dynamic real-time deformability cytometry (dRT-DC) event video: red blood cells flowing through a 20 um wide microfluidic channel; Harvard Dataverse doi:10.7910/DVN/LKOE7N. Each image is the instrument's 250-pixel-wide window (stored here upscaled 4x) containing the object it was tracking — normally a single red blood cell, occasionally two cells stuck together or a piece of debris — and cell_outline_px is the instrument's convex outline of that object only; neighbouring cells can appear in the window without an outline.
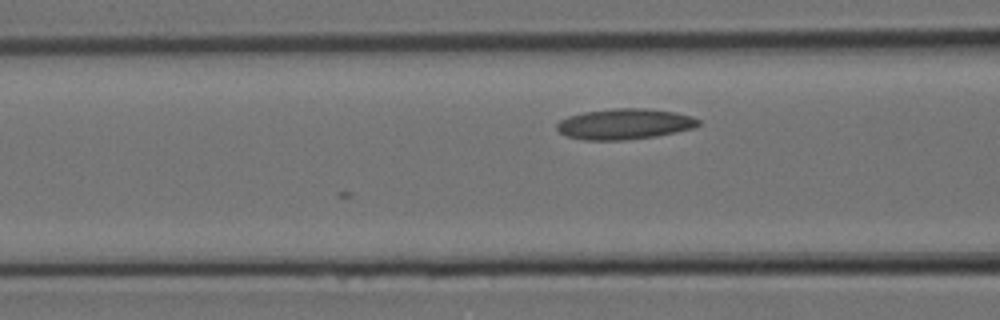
{"species": "Egyptian fruit bat (a non-hibernating species)", "species_latin": "Rousettus aegyptiacus", "temperature_condition": "room temperature", "stored_images_in_passage": 8, "segment_of_instrument_passage": [1, 2], "camera_frame_rate_fps": 3000, "um_per_image_px": 0.085, "animal": {"sex": "female"}, "frame": {"image": 1, "passage_image": 3, "time_ms": 0.667, "image_size_px": [1000, 320], "cell_outline_px": [[700, 124], [692, 128], [676, 132], [656, 136], [624, 140], [584, 140], [564, 136], [556, 128], [556, 124], [560, 120], [568, 116], [584, 112], [612, 108], [648, 108], [676, 112], [692, 116], [700, 120]], "centroid_in_image_um": [53.07, 10.54], "position_along_channel_um": 113.5, "area_um2": 25.49}}
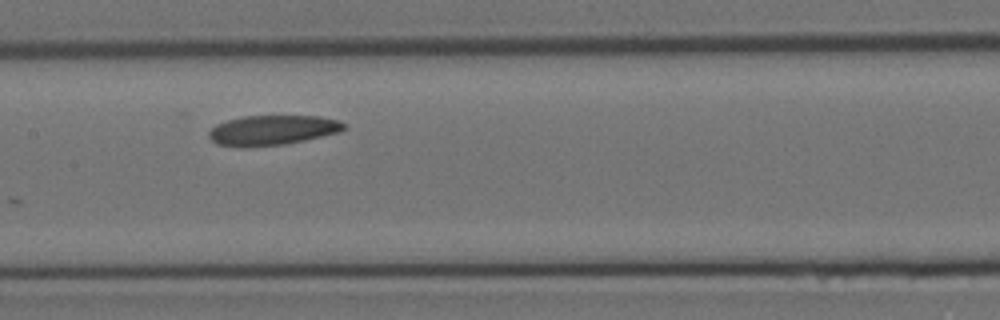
{"frame": {"image": 2, "passage_image": 5, "time_ms": 1.333, "image_size_px": [1000, 320], "cell_outline_px": [[348, 128], [340, 132], [304, 140], [284, 144], [244, 148], [240, 148], [216, 144], [208, 136], [208, 132], [216, 124], [228, 120], [244, 116], [320, 116], [336, 120], [344, 124]], "centroid_in_image_um": [23.12, 11.08], "position_along_channel_um": 184.3, "area_um2": 23.64}}
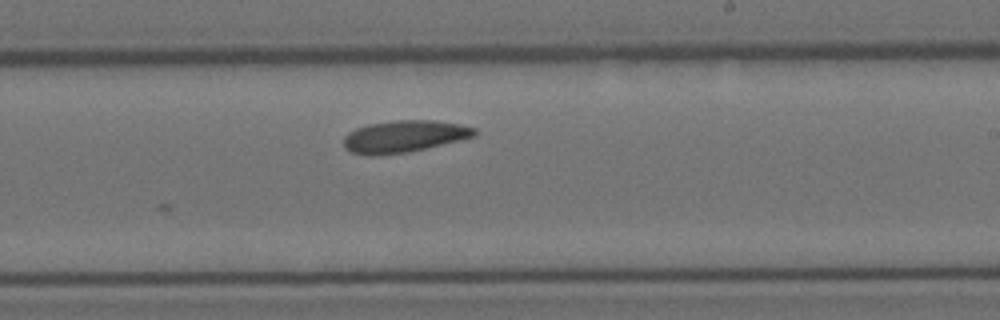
{"frame": {"image": 3, "passage_image": 7, "time_ms": 2.0, "image_size_px": [1000, 320], "cell_outline_px": [[476, 136], [460, 140], [408, 152], [376, 156], [368, 156], [352, 152], [344, 148], [344, 136], [348, 132], [356, 128], [368, 124], [396, 120], [436, 120], [460, 124], [476, 128]], "centroid_in_image_um": [34.33, 11.59], "position_along_channel_um": 254.7, "area_um2": 24.51}}